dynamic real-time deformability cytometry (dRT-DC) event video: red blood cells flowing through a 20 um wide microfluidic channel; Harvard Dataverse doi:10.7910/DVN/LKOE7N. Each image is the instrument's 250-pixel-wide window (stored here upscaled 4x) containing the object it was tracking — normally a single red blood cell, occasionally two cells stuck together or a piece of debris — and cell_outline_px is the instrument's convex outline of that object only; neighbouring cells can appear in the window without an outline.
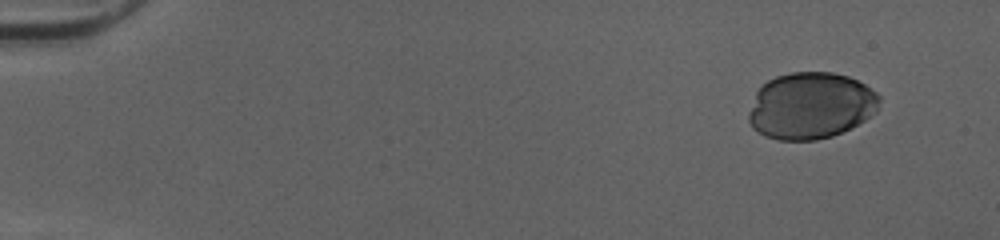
{"species": "human", "species_latin": "Homo sapiens", "temperature_condition": "cold", "stored_images_in_passage": 48, "camera_frame_rate_fps": 3000, "um_per_image_px": 0.085, "donor": {"sex": "female"}, "frame": {"image": 1, "passage_image": 1, "time_ms": 0.0, "image_size_px": [1000, 240], "cell_outline_px": [[880, 100], [876, 112], [864, 120], [832, 136], [816, 140], [776, 140], [764, 136], [752, 128], [748, 120], [748, 112], [756, 92], [768, 80], [776, 76], [792, 72], [832, 72], [848, 76], [864, 84], [876, 92], [880, 96]], "centroid_in_image_um": [68.89, 8.98], "position_along_channel_um": 16.1, "area_um2": 50.75}}
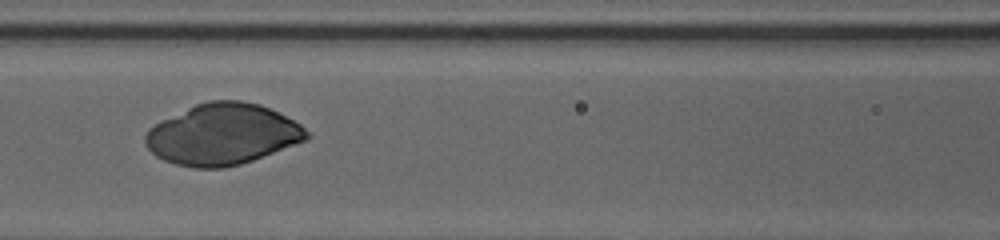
{"frame": {"image": 2, "passage_image": 21, "time_ms": 6.667, "image_size_px": [1000, 240], "cell_outline_px": [[312, 136], [308, 140], [252, 160], [240, 164], [224, 168], [192, 168], [176, 164], [164, 160], [156, 156], [148, 148], [144, 140], [144, 136], [148, 128], [196, 104], [208, 100], [240, 100], [260, 104], [300, 124]], "centroid_in_image_um": [18.92, 11.43], "position_along_channel_um": 147.7, "area_um2": 57.11}}
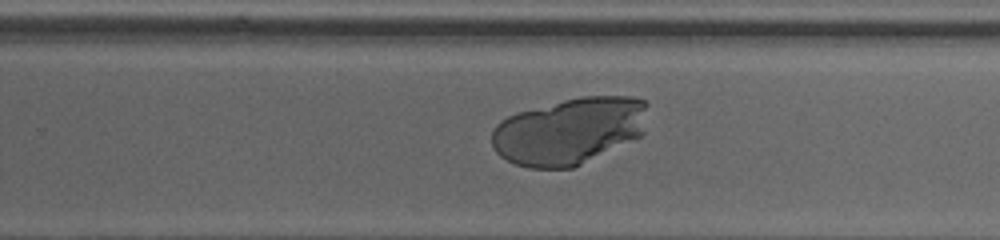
{"frame": {"image": 3, "passage_image": 31, "time_ms": 10.0, "image_size_px": [1000, 240], "cell_outline_px": [[648, 104], [644, 132], [640, 136], [572, 168], [528, 168], [516, 164], [500, 156], [496, 152], [492, 144], [492, 132], [496, 124], [500, 120], [508, 116], [520, 112], [564, 100], [584, 96], [632, 96], [644, 100]], "centroid_in_image_um": [48.4, 11.13], "position_along_channel_um": 281.4, "area_um2": 60.46}}